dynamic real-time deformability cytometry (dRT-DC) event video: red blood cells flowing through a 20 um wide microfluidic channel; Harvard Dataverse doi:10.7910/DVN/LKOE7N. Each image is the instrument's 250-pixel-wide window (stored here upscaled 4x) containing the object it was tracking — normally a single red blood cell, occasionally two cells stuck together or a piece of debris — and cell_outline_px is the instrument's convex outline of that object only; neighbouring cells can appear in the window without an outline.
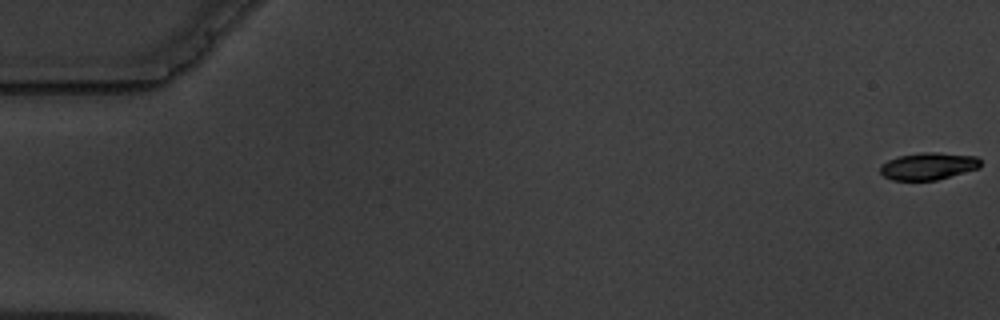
{"species": "common noctule bat (a hibernating species)", "species_latin": "Nyctalus noctula", "temperature_condition": "warm", "stored_images_in_passage": 4, "camera_frame_rate_fps": 3000, "um_per_image_px": 0.085, "animal": {"sex": "male", "body_mass_g": 19.5, "forearm_length_mm": 54.6}, "frame": {"image": 1, "passage_image": 1, "time_ms": 0.0, "image_size_px": [1000, 320], "cell_outline_px": [[980, 168], [936, 180], [892, 180], [884, 176], [880, 172], [880, 164], [888, 160], [900, 156], [920, 152], [936, 152], [976, 156], [980, 160]], "centroid_in_image_um": [78.9, 14.12], "position_along_channel_um": 6.1, "area_um2": 15.9}}
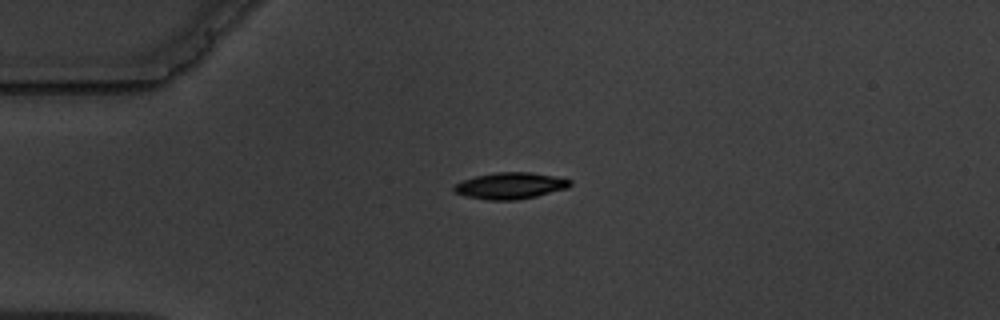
{"frame": {"image": 2, "passage_image": 3, "time_ms": 4.667, "image_size_px": [1000, 320], "cell_outline_px": [[572, 184], [568, 188], [536, 196], [516, 200], [488, 200], [464, 196], [456, 192], [452, 188], [456, 184], [464, 180], [476, 176], [496, 172], [528, 172], [552, 176], [572, 180]], "centroid_in_image_um": [43.38, 15.79], "position_along_channel_um": 41.6, "area_um2": 17.74}}